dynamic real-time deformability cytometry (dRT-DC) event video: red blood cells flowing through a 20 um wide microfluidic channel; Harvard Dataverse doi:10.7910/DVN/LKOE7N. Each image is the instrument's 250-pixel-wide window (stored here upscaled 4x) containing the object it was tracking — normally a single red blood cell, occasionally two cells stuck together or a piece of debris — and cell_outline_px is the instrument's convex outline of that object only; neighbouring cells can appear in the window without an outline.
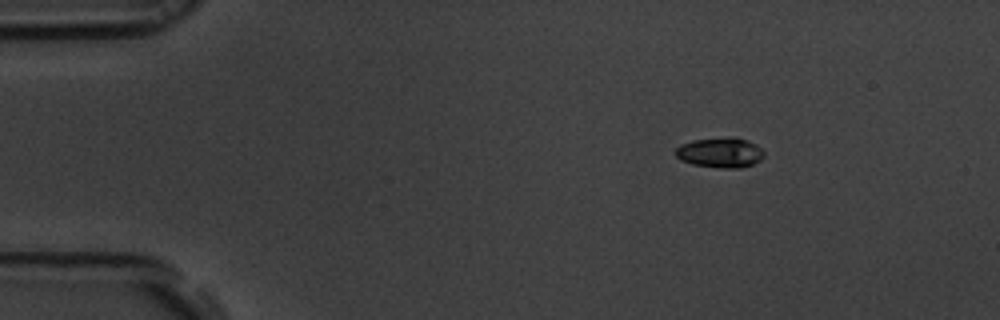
{"species": "common noctule bat (a hibernating species)", "species_latin": "Nyctalus noctula", "temperature_condition": "room temperature", "stored_images_in_passage": 48, "camera_frame_rate_fps": 3000, "um_per_image_px": 0.085, "animal": {"sex": "male", "body_mass_g": 19.5, "forearm_length_mm": 54.6}, "frame": {"image": 1, "passage_image": 1, "time_ms": 0.0, "image_size_px": [1000, 320], "cell_outline_px": [[764, 156], [760, 160], [752, 164], [740, 168], [720, 168], [692, 164], [680, 160], [676, 156], [676, 148], [680, 144], [692, 140], [732, 136], [736, 136], [748, 140], [756, 144], [764, 152]], "centroid_in_image_um": [61.22, 12.95], "position_along_channel_um": 23.8, "area_um2": 15.72}}
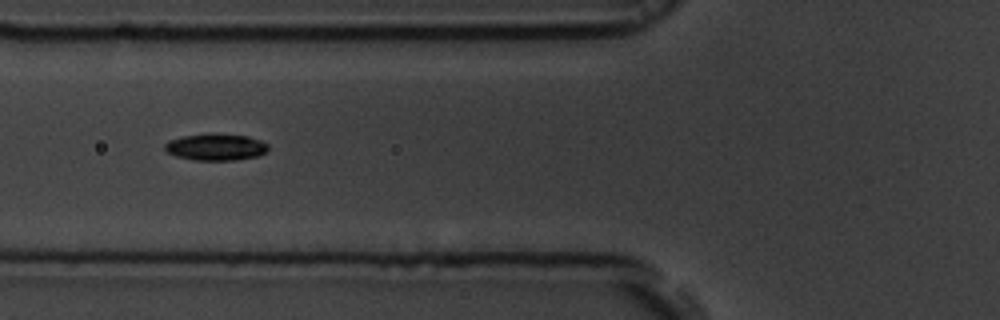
{"frame": {"image": 2, "passage_image": 14, "time_ms": 4.333, "image_size_px": [1000, 320], "cell_outline_px": [[268, 152], [256, 156], [236, 160], [196, 160], [176, 156], [168, 152], [164, 148], [164, 144], [168, 140], [184, 136], [248, 136], [260, 140], [268, 144]], "centroid_in_image_um": [18.36, 12.54], "position_along_channel_um": 107.4, "area_um2": 15.37}}
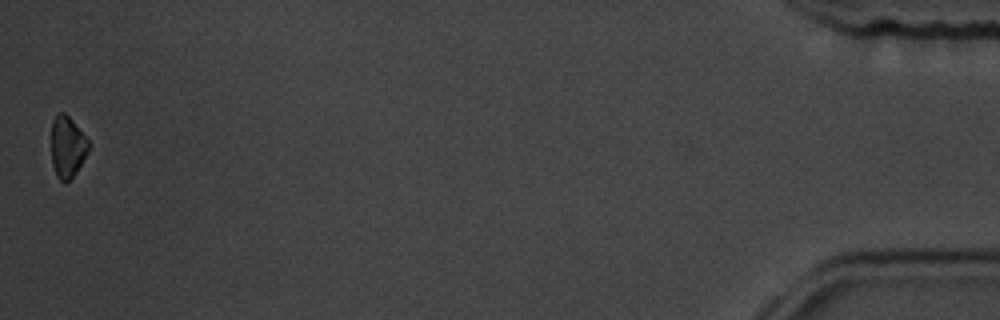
{"frame": {"image": 3, "passage_image": 48, "time_ms": 15.667, "image_size_px": [1000, 320], "cell_outline_px": [[92, 144], [88, 152], [76, 172], [64, 184], [56, 176], [52, 164], [52, 120], [60, 112], [64, 112], [72, 120]], "centroid_in_image_um": [5.74, 12.49], "position_along_channel_um": 429.5, "area_um2": 13.35}, "authors_computed_cell_mechanics": {"area_um2": 15.3459, "velocity_mm_per_s": 3.6799, "shape_relaxation_time_tau1_ms": 1.704, "shape_relaxation_time_tau2_ms": null, "deformation_change_tau1": 0.0862, "deformation_change_tau2": null}}